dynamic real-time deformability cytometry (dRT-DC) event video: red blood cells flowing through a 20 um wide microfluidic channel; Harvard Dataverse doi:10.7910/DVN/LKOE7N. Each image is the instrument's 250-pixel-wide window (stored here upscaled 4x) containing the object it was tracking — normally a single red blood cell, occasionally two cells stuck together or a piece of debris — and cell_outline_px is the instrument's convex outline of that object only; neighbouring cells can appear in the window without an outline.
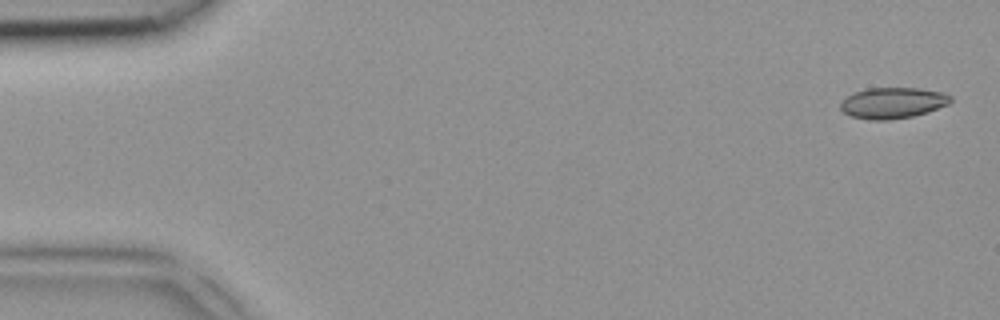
{"species": "common noctule bat (a hibernating species)", "species_latin": "Nyctalus noctula", "temperature_condition": "room temperature", "stored_images_in_passage": 6, "camera_frame_rate_fps": 3000, "um_per_image_px": 0.085, "animal": {"sex": "female", "body_mass_g": 18.4}, "frame": {"image": 1, "passage_image": 1, "time_ms": 0.0, "image_size_px": [1000, 320], "cell_outline_px": [[952, 100], [948, 104], [928, 112], [912, 116], [888, 120], [872, 120], [852, 116], [844, 112], [840, 108], [840, 104], [848, 96], [856, 92], [868, 88], [920, 88], [944, 92], [952, 96]], "centroid_in_image_um": [75.93, 8.74], "position_along_channel_um": 9.1, "area_um2": 19.77}}
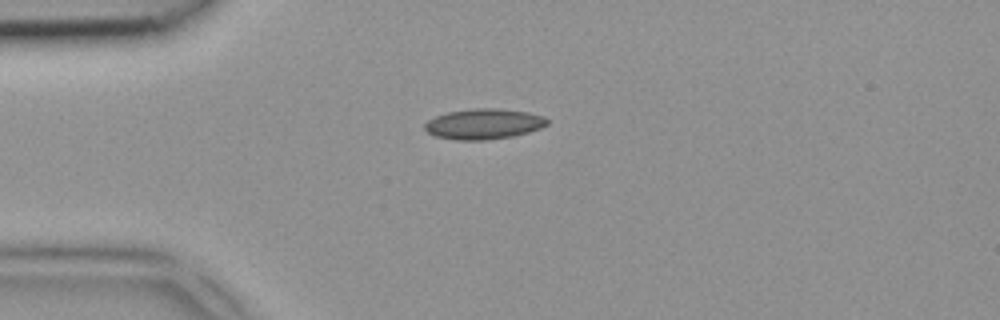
{"frame": {"image": 2, "passage_image": 4, "time_ms": 1.0, "image_size_px": [1000, 320], "cell_outline_px": [[548, 124], [540, 128], [528, 132], [512, 136], [484, 140], [456, 140], [436, 136], [428, 132], [424, 128], [424, 124], [428, 120], [436, 116], [448, 112], [476, 108], [496, 108], [528, 112], [544, 116], [548, 120]], "centroid_in_image_um": [41.12, 10.53], "position_along_channel_um": 43.9, "area_um2": 21.62}}